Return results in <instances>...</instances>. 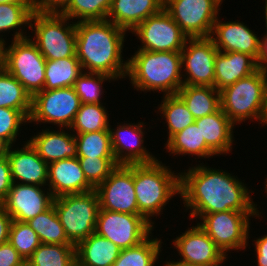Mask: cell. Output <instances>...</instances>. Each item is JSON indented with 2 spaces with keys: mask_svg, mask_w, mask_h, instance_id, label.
Instances as JSON below:
<instances>
[{
  "mask_svg": "<svg viewBox=\"0 0 267 266\" xmlns=\"http://www.w3.org/2000/svg\"><path fill=\"white\" fill-rule=\"evenodd\" d=\"M158 108L168 126V140L195 122L186 104L177 94L163 95V101Z\"/></svg>",
  "mask_w": 267,
  "mask_h": 266,
  "instance_id": "cell-34",
  "label": "cell"
},
{
  "mask_svg": "<svg viewBox=\"0 0 267 266\" xmlns=\"http://www.w3.org/2000/svg\"><path fill=\"white\" fill-rule=\"evenodd\" d=\"M257 69V61L249 54L218 51L215 58L214 88L220 91Z\"/></svg>",
  "mask_w": 267,
  "mask_h": 266,
  "instance_id": "cell-25",
  "label": "cell"
},
{
  "mask_svg": "<svg viewBox=\"0 0 267 266\" xmlns=\"http://www.w3.org/2000/svg\"><path fill=\"white\" fill-rule=\"evenodd\" d=\"M33 12L31 2L10 1L7 3H0V33H5V31H9L10 33V30L16 29V32L12 34V36H14L13 40L28 38V36L25 35L26 32L23 33L21 27L28 25L29 28ZM3 36L4 35H1L0 39L4 40V38H2Z\"/></svg>",
  "mask_w": 267,
  "mask_h": 266,
  "instance_id": "cell-30",
  "label": "cell"
},
{
  "mask_svg": "<svg viewBox=\"0 0 267 266\" xmlns=\"http://www.w3.org/2000/svg\"><path fill=\"white\" fill-rule=\"evenodd\" d=\"M221 264L223 263H216V264H211V265H200V266H222Z\"/></svg>",
  "mask_w": 267,
  "mask_h": 266,
  "instance_id": "cell-54",
  "label": "cell"
},
{
  "mask_svg": "<svg viewBox=\"0 0 267 266\" xmlns=\"http://www.w3.org/2000/svg\"><path fill=\"white\" fill-rule=\"evenodd\" d=\"M164 0H112L107 19L126 31H132L149 16L159 13Z\"/></svg>",
  "mask_w": 267,
  "mask_h": 266,
  "instance_id": "cell-24",
  "label": "cell"
},
{
  "mask_svg": "<svg viewBox=\"0 0 267 266\" xmlns=\"http://www.w3.org/2000/svg\"><path fill=\"white\" fill-rule=\"evenodd\" d=\"M46 59L30 38L12 40L5 47L4 69L33 97L44 90Z\"/></svg>",
  "mask_w": 267,
  "mask_h": 266,
  "instance_id": "cell-8",
  "label": "cell"
},
{
  "mask_svg": "<svg viewBox=\"0 0 267 266\" xmlns=\"http://www.w3.org/2000/svg\"><path fill=\"white\" fill-rule=\"evenodd\" d=\"M261 38L260 45V55L257 61V66L260 70H262L265 74H267V34Z\"/></svg>",
  "mask_w": 267,
  "mask_h": 266,
  "instance_id": "cell-48",
  "label": "cell"
},
{
  "mask_svg": "<svg viewBox=\"0 0 267 266\" xmlns=\"http://www.w3.org/2000/svg\"><path fill=\"white\" fill-rule=\"evenodd\" d=\"M111 4L112 0H70L60 14L78 22L106 20Z\"/></svg>",
  "mask_w": 267,
  "mask_h": 266,
  "instance_id": "cell-38",
  "label": "cell"
},
{
  "mask_svg": "<svg viewBox=\"0 0 267 266\" xmlns=\"http://www.w3.org/2000/svg\"><path fill=\"white\" fill-rule=\"evenodd\" d=\"M70 0H31L34 12L60 13Z\"/></svg>",
  "mask_w": 267,
  "mask_h": 266,
  "instance_id": "cell-44",
  "label": "cell"
},
{
  "mask_svg": "<svg viewBox=\"0 0 267 266\" xmlns=\"http://www.w3.org/2000/svg\"><path fill=\"white\" fill-rule=\"evenodd\" d=\"M75 259V245L41 243L27 262L28 266H70Z\"/></svg>",
  "mask_w": 267,
  "mask_h": 266,
  "instance_id": "cell-37",
  "label": "cell"
},
{
  "mask_svg": "<svg viewBox=\"0 0 267 266\" xmlns=\"http://www.w3.org/2000/svg\"><path fill=\"white\" fill-rule=\"evenodd\" d=\"M12 183L10 163L5 156L0 158V204L6 199Z\"/></svg>",
  "mask_w": 267,
  "mask_h": 266,
  "instance_id": "cell-43",
  "label": "cell"
},
{
  "mask_svg": "<svg viewBox=\"0 0 267 266\" xmlns=\"http://www.w3.org/2000/svg\"><path fill=\"white\" fill-rule=\"evenodd\" d=\"M145 124L124 123L116 129L110 126L112 150L118 165L148 164L159 160L144 147Z\"/></svg>",
  "mask_w": 267,
  "mask_h": 266,
  "instance_id": "cell-18",
  "label": "cell"
},
{
  "mask_svg": "<svg viewBox=\"0 0 267 266\" xmlns=\"http://www.w3.org/2000/svg\"><path fill=\"white\" fill-rule=\"evenodd\" d=\"M6 154L11 178L14 183L46 186L48 181V164L43 161L35 148L27 142L22 148H11Z\"/></svg>",
  "mask_w": 267,
  "mask_h": 266,
  "instance_id": "cell-20",
  "label": "cell"
},
{
  "mask_svg": "<svg viewBox=\"0 0 267 266\" xmlns=\"http://www.w3.org/2000/svg\"><path fill=\"white\" fill-rule=\"evenodd\" d=\"M265 22H266V25H265V27H266V33L265 34H267V0H265Z\"/></svg>",
  "mask_w": 267,
  "mask_h": 266,
  "instance_id": "cell-52",
  "label": "cell"
},
{
  "mask_svg": "<svg viewBox=\"0 0 267 266\" xmlns=\"http://www.w3.org/2000/svg\"><path fill=\"white\" fill-rule=\"evenodd\" d=\"M131 56L127 77L137 91L175 95L183 86L181 52L137 50Z\"/></svg>",
  "mask_w": 267,
  "mask_h": 266,
  "instance_id": "cell-3",
  "label": "cell"
},
{
  "mask_svg": "<svg viewBox=\"0 0 267 266\" xmlns=\"http://www.w3.org/2000/svg\"><path fill=\"white\" fill-rule=\"evenodd\" d=\"M208 167L200 164L180 173V198L190 209V218L228 210L256 212L259 218L246 184L226 171Z\"/></svg>",
  "mask_w": 267,
  "mask_h": 266,
  "instance_id": "cell-1",
  "label": "cell"
},
{
  "mask_svg": "<svg viewBox=\"0 0 267 266\" xmlns=\"http://www.w3.org/2000/svg\"><path fill=\"white\" fill-rule=\"evenodd\" d=\"M265 183H266V184H265V187H264V188H265V191H266V193H267V179H266Z\"/></svg>",
  "mask_w": 267,
  "mask_h": 266,
  "instance_id": "cell-56",
  "label": "cell"
},
{
  "mask_svg": "<svg viewBox=\"0 0 267 266\" xmlns=\"http://www.w3.org/2000/svg\"><path fill=\"white\" fill-rule=\"evenodd\" d=\"M142 45L138 50L153 52H181L188 37L172 17L162 9L149 16L132 31Z\"/></svg>",
  "mask_w": 267,
  "mask_h": 266,
  "instance_id": "cell-13",
  "label": "cell"
},
{
  "mask_svg": "<svg viewBox=\"0 0 267 266\" xmlns=\"http://www.w3.org/2000/svg\"><path fill=\"white\" fill-rule=\"evenodd\" d=\"M77 157L114 158L109 130L74 134Z\"/></svg>",
  "mask_w": 267,
  "mask_h": 266,
  "instance_id": "cell-36",
  "label": "cell"
},
{
  "mask_svg": "<svg viewBox=\"0 0 267 266\" xmlns=\"http://www.w3.org/2000/svg\"><path fill=\"white\" fill-rule=\"evenodd\" d=\"M255 241V252L257 259V266H267V235L259 237Z\"/></svg>",
  "mask_w": 267,
  "mask_h": 266,
  "instance_id": "cell-47",
  "label": "cell"
},
{
  "mask_svg": "<svg viewBox=\"0 0 267 266\" xmlns=\"http://www.w3.org/2000/svg\"><path fill=\"white\" fill-rule=\"evenodd\" d=\"M108 115V111H106L103 103H83L80 105L74 121L69 127V131L73 130L75 134L109 130L110 124Z\"/></svg>",
  "mask_w": 267,
  "mask_h": 266,
  "instance_id": "cell-35",
  "label": "cell"
},
{
  "mask_svg": "<svg viewBox=\"0 0 267 266\" xmlns=\"http://www.w3.org/2000/svg\"><path fill=\"white\" fill-rule=\"evenodd\" d=\"M121 248L95 232L75 245L76 260L84 266H113Z\"/></svg>",
  "mask_w": 267,
  "mask_h": 266,
  "instance_id": "cell-26",
  "label": "cell"
},
{
  "mask_svg": "<svg viewBox=\"0 0 267 266\" xmlns=\"http://www.w3.org/2000/svg\"><path fill=\"white\" fill-rule=\"evenodd\" d=\"M26 122L29 119L20 110L0 107V138L13 147L20 127Z\"/></svg>",
  "mask_w": 267,
  "mask_h": 266,
  "instance_id": "cell-42",
  "label": "cell"
},
{
  "mask_svg": "<svg viewBox=\"0 0 267 266\" xmlns=\"http://www.w3.org/2000/svg\"><path fill=\"white\" fill-rule=\"evenodd\" d=\"M244 24L237 20L224 23L217 18L210 38L219 51L246 53L258 61L261 38Z\"/></svg>",
  "mask_w": 267,
  "mask_h": 266,
  "instance_id": "cell-19",
  "label": "cell"
},
{
  "mask_svg": "<svg viewBox=\"0 0 267 266\" xmlns=\"http://www.w3.org/2000/svg\"><path fill=\"white\" fill-rule=\"evenodd\" d=\"M7 43L5 40L0 39V71L4 69V59H5V45Z\"/></svg>",
  "mask_w": 267,
  "mask_h": 266,
  "instance_id": "cell-49",
  "label": "cell"
},
{
  "mask_svg": "<svg viewBox=\"0 0 267 266\" xmlns=\"http://www.w3.org/2000/svg\"><path fill=\"white\" fill-rule=\"evenodd\" d=\"M69 20L60 13L33 12L29 28L34 36L28 37L46 60L77 57L76 22Z\"/></svg>",
  "mask_w": 267,
  "mask_h": 266,
  "instance_id": "cell-6",
  "label": "cell"
},
{
  "mask_svg": "<svg viewBox=\"0 0 267 266\" xmlns=\"http://www.w3.org/2000/svg\"><path fill=\"white\" fill-rule=\"evenodd\" d=\"M24 261L22 256L9 242L0 245V266H16Z\"/></svg>",
  "mask_w": 267,
  "mask_h": 266,
  "instance_id": "cell-45",
  "label": "cell"
},
{
  "mask_svg": "<svg viewBox=\"0 0 267 266\" xmlns=\"http://www.w3.org/2000/svg\"><path fill=\"white\" fill-rule=\"evenodd\" d=\"M62 130V131H61ZM60 130H45L30 138L29 143L47 164L62 159L77 157V143L73 133Z\"/></svg>",
  "mask_w": 267,
  "mask_h": 266,
  "instance_id": "cell-23",
  "label": "cell"
},
{
  "mask_svg": "<svg viewBox=\"0 0 267 266\" xmlns=\"http://www.w3.org/2000/svg\"><path fill=\"white\" fill-rule=\"evenodd\" d=\"M152 237L149 236L137 246L121 249L113 266H154L162 251V240Z\"/></svg>",
  "mask_w": 267,
  "mask_h": 266,
  "instance_id": "cell-33",
  "label": "cell"
},
{
  "mask_svg": "<svg viewBox=\"0 0 267 266\" xmlns=\"http://www.w3.org/2000/svg\"><path fill=\"white\" fill-rule=\"evenodd\" d=\"M165 149L173 155H195L198 158H209L215 154L207 147L200 128L196 123L189 125L184 130L174 134L169 140L166 141Z\"/></svg>",
  "mask_w": 267,
  "mask_h": 266,
  "instance_id": "cell-28",
  "label": "cell"
},
{
  "mask_svg": "<svg viewBox=\"0 0 267 266\" xmlns=\"http://www.w3.org/2000/svg\"><path fill=\"white\" fill-rule=\"evenodd\" d=\"M168 167L158 160L148 164H133L138 210L152 224L154 222L150 218L160 215L167 202L180 194V172L174 173Z\"/></svg>",
  "mask_w": 267,
  "mask_h": 266,
  "instance_id": "cell-4",
  "label": "cell"
},
{
  "mask_svg": "<svg viewBox=\"0 0 267 266\" xmlns=\"http://www.w3.org/2000/svg\"><path fill=\"white\" fill-rule=\"evenodd\" d=\"M0 107L20 110L28 119L32 109L31 95L5 69L0 71Z\"/></svg>",
  "mask_w": 267,
  "mask_h": 266,
  "instance_id": "cell-31",
  "label": "cell"
},
{
  "mask_svg": "<svg viewBox=\"0 0 267 266\" xmlns=\"http://www.w3.org/2000/svg\"><path fill=\"white\" fill-rule=\"evenodd\" d=\"M107 80L115 79L103 73L83 72L73 86L81 104H101V95L104 94L102 84Z\"/></svg>",
  "mask_w": 267,
  "mask_h": 266,
  "instance_id": "cell-39",
  "label": "cell"
},
{
  "mask_svg": "<svg viewBox=\"0 0 267 266\" xmlns=\"http://www.w3.org/2000/svg\"><path fill=\"white\" fill-rule=\"evenodd\" d=\"M84 176L88 183L96 189L118 166L115 158L78 157Z\"/></svg>",
  "mask_w": 267,
  "mask_h": 266,
  "instance_id": "cell-41",
  "label": "cell"
},
{
  "mask_svg": "<svg viewBox=\"0 0 267 266\" xmlns=\"http://www.w3.org/2000/svg\"><path fill=\"white\" fill-rule=\"evenodd\" d=\"M195 123L200 128L202 139L215 155L229 154L233 147L235 124L221 108L213 114L195 119Z\"/></svg>",
  "mask_w": 267,
  "mask_h": 266,
  "instance_id": "cell-22",
  "label": "cell"
},
{
  "mask_svg": "<svg viewBox=\"0 0 267 266\" xmlns=\"http://www.w3.org/2000/svg\"><path fill=\"white\" fill-rule=\"evenodd\" d=\"M53 201L54 197L48 188L46 192L42 186L13 182L6 199L0 205L13 220L28 222L48 210Z\"/></svg>",
  "mask_w": 267,
  "mask_h": 266,
  "instance_id": "cell-17",
  "label": "cell"
},
{
  "mask_svg": "<svg viewBox=\"0 0 267 266\" xmlns=\"http://www.w3.org/2000/svg\"><path fill=\"white\" fill-rule=\"evenodd\" d=\"M82 73L77 57L46 60L44 90L73 87Z\"/></svg>",
  "mask_w": 267,
  "mask_h": 266,
  "instance_id": "cell-29",
  "label": "cell"
},
{
  "mask_svg": "<svg viewBox=\"0 0 267 266\" xmlns=\"http://www.w3.org/2000/svg\"><path fill=\"white\" fill-rule=\"evenodd\" d=\"M26 223L37 233L41 243L74 245L67 238L54 205Z\"/></svg>",
  "mask_w": 267,
  "mask_h": 266,
  "instance_id": "cell-32",
  "label": "cell"
},
{
  "mask_svg": "<svg viewBox=\"0 0 267 266\" xmlns=\"http://www.w3.org/2000/svg\"><path fill=\"white\" fill-rule=\"evenodd\" d=\"M266 74L259 68L220 90L222 111L236 125L255 119L267 126Z\"/></svg>",
  "mask_w": 267,
  "mask_h": 266,
  "instance_id": "cell-5",
  "label": "cell"
},
{
  "mask_svg": "<svg viewBox=\"0 0 267 266\" xmlns=\"http://www.w3.org/2000/svg\"><path fill=\"white\" fill-rule=\"evenodd\" d=\"M16 266H28V262L25 260L23 263H21L20 265H16Z\"/></svg>",
  "mask_w": 267,
  "mask_h": 266,
  "instance_id": "cell-55",
  "label": "cell"
},
{
  "mask_svg": "<svg viewBox=\"0 0 267 266\" xmlns=\"http://www.w3.org/2000/svg\"><path fill=\"white\" fill-rule=\"evenodd\" d=\"M220 6L217 0H164L163 9L188 38H197L210 37Z\"/></svg>",
  "mask_w": 267,
  "mask_h": 266,
  "instance_id": "cell-12",
  "label": "cell"
},
{
  "mask_svg": "<svg viewBox=\"0 0 267 266\" xmlns=\"http://www.w3.org/2000/svg\"><path fill=\"white\" fill-rule=\"evenodd\" d=\"M10 1H18V2H31V0H0V3H7Z\"/></svg>",
  "mask_w": 267,
  "mask_h": 266,
  "instance_id": "cell-51",
  "label": "cell"
},
{
  "mask_svg": "<svg viewBox=\"0 0 267 266\" xmlns=\"http://www.w3.org/2000/svg\"><path fill=\"white\" fill-rule=\"evenodd\" d=\"M154 225L143 215L99 209L95 233L121 249L137 246L152 234Z\"/></svg>",
  "mask_w": 267,
  "mask_h": 266,
  "instance_id": "cell-11",
  "label": "cell"
},
{
  "mask_svg": "<svg viewBox=\"0 0 267 266\" xmlns=\"http://www.w3.org/2000/svg\"><path fill=\"white\" fill-rule=\"evenodd\" d=\"M12 217L0 205V245L8 242Z\"/></svg>",
  "mask_w": 267,
  "mask_h": 266,
  "instance_id": "cell-46",
  "label": "cell"
},
{
  "mask_svg": "<svg viewBox=\"0 0 267 266\" xmlns=\"http://www.w3.org/2000/svg\"><path fill=\"white\" fill-rule=\"evenodd\" d=\"M53 205L67 238L76 245L95 232L100 209L96 190L54 198Z\"/></svg>",
  "mask_w": 267,
  "mask_h": 266,
  "instance_id": "cell-7",
  "label": "cell"
},
{
  "mask_svg": "<svg viewBox=\"0 0 267 266\" xmlns=\"http://www.w3.org/2000/svg\"><path fill=\"white\" fill-rule=\"evenodd\" d=\"M172 243L182 258L176 262L165 261L164 266L211 265L227 260L223 251L198 224L177 236Z\"/></svg>",
  "mask_w": 267,
  "mask_h": 266,
  "instance_id": "cell-16",
  "label": "cell"
},
{
  "mask_svg": "<svg viewBox=\"0 0 267 266\" xmlns=\"http://www.w3.org/2000/svg\"><path fill=\"white\" fill-rule=\"evenodd\" d=\"M9 149V145L0 138V158H3L6 156Z\"/></svg>",
  "mask_w": 267,
  "mask_h": 266,
  "instance_id": "cell-50",
  "label": "cell"
},
{
  "mask_svg": "<svg viewBox=\"0 0 267 266\" xmlns=\"http://www.w3.org/2000/svg\"><path fill=\"white\" fill-rule=\"evenodd\" d=\"M70 266H84L81 263H79L76 259L71 263Z\"/></svg>",
  "mask_w": 267,
  "mask_h": 266,
  "instance_id": "cell-53",
  "label": "cell"
},
{
  "mask_svg": "<svg viewBox=\"0 0 267 266\" xmlns=\"http://www.w3.org/2000/svg\"><path fill=\"white\" fill-rule=\"evenodd\" d=\"M126 32L109 20L77 21L76 56L83 72L126 78L128 60L122 59Z\"/></svg>",
  "mask_w": 267,
  "mask_h": 266,
  "instance_id": "cell-2",
  "label": "cell"
},
{
  "mask_svg": "<svg viewBox=\"0 0 267 266\" xmlns=\"http://www.w3.org/2000/svg\"><path fill=\"white\" fill-rule=\"evenodd\" d=\"M80 105L74 87L40 91L32 97L28 123H52L65 130L69 129Z\"/></svg>",
  "mask_w": 267,
  "mask_h": 266,
  "instance_id": "cell-10",
  "label": "cell"
},
{
  "mask_svg": "<svg viewBox=\"0 0 267 266\" xmlns=\"http://www.w3.org/2000/svg\"><path fill=\"white\" fill-rule=\"evenodd\" d=\"M255 217L256 212H236L228 210L202 215L203 222L197 224L215 242L227 256L228 251L243 250L248 247L250 232L249 217Z\"/></svg>",
  "mask_w": 267,
  "mask_h": 266,
  "instance_id": "cell-9",
  "label": "cell"
},
{
  "mask_svg": "<svg viewBox=\"0 0 267 266\" xmlns=\"http://www.w3.org/2000/svg\"><path fill=\"white\" fill-rule=\"evenodd\" d=\"M100 209L142 215L138 210L133 164L118 165L96 189Z\"/></svg>",
  "mask_w": 267,
  "mask_h": 266,
  "instance_id": "cell-15",
  "label": "cell"
},
{
  "mask_svg": "<svg viewBox=\"0 0 267 266\" xmlns=\"http://www.w3.org/2000/svg\"><path fill=\"white\" fill-rule=\"evenodd\" d=\"M177 95L186 104L194 119L213 114L221 108L220 91L211 86L183 85Z\"/></svg>",
  "mask_w": 267,
  "mask_h": 266,
  "instance_id": "cell-27",
  "label": "cell"
},
{
  "mask_svg": "<svg viewBox=\"0 0 267 266\" xmlns=\"http://www.w3.org/2000/svg\"><path fill=\"white\" fill-rule=\"evenodd\" d=\"M218 51L210 37L188 38L181 50L183 85L214 87Z\"/></svg>",
  "mask_w": 267,
  "mask_h": 266,
  "instance_id": "cell-14",
  "label": "cell"
},
{
  "mask_svg": "<svg viewBox=\"0 0 267 266\" xmlns=\"http://www.w3.org/2000/svg\"><path fill=\"white\" fill-rule=\"evenodd\" d=\"M47 183L54 198L94 190L84 176L78 157L48 164Z\"/></svg>",
  "mask_w": 267,
  "mask_h": 266,
  "instance_id": "cell-21",
  "label": "cell"
},
{
  "mask_svg": "<svg viewBox=\"0 0 267 266\" xmlns=\"http://www.w3.org/2000/svg\"><path fill=\"white\" fill-rule=\"evenodd\" d=\"M8 242L26 261L41 245L37 233L26 222H19L16 220L12 221Z\"/></svg>",
  "mask_w": 267,
  "mask_h": 266,
  "instance_id": "cell-40",
  "label": "cell"
}]
</instances>
